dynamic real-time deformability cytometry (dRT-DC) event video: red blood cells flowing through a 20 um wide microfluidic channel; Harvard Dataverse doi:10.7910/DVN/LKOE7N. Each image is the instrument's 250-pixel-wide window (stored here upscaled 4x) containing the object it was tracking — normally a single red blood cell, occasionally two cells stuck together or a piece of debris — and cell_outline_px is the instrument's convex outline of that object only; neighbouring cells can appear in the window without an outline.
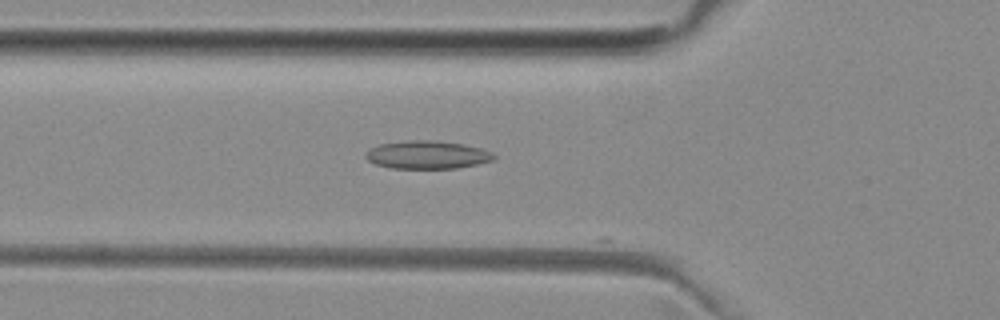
{"species": "common noctule bat (a hibernating species)", "species_latin": "Nyctalus noctula", "temperature_condition": "room temperature", "stored_images_in_passage": 18, "camera_frame_rate_fps": 3000, "um_per_image_px": 0.085, "animal": {"sex": "female", "body_mass_g": 29.2, "forearm_length_mm": 56.3}, "frame": {"image": 1, "passage_image": 17, "time_ms": 5.333, "image_size_px": [1000, 320], "cell_outline_px": [[496, 156], [492, 160], [476, 164], [456, 168], [392, 168], [376, 164], [368, 160], [364, 156], [364, 152], [368, 148], [380, 144], [412, 140], [432, 140], [464, 144], [480, 148], [492, 152]], "centroid_in_image_um": [36.28, 13.15], "position_along_channel_um": 89.5, "area_um2": 20.87}}